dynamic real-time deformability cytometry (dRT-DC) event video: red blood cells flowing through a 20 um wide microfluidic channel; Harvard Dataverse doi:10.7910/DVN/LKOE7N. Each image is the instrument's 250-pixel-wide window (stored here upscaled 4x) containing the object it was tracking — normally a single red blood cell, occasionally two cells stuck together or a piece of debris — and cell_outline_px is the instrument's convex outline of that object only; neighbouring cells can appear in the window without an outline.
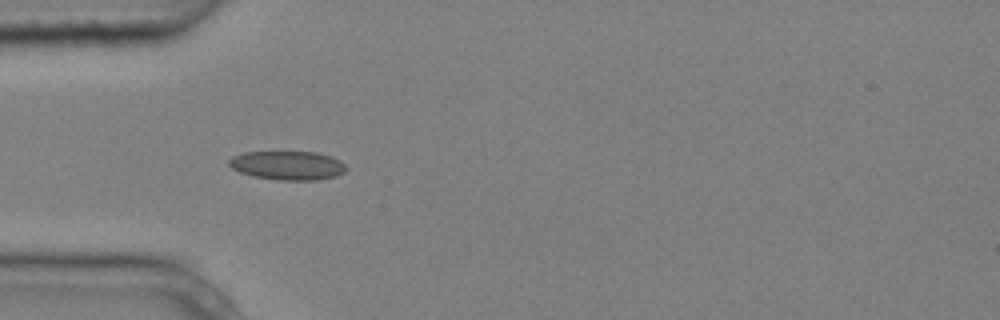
{"species": "common noctule bat (a hibernating species)", "species_latin": "Nyctalus noctula", "temperature_condition": "cold", "stored_images_in_passage": 7, "camera_frame_rate_fps": 3000, "um_per_image_px": 0.085, "animal": {"sex": "male", "body_mass_g": 20.4}, "frame": {"image": 1, "passage_image": 3, "time_ms": 0.667, "image_size_px": [1000, 320], "cell_outline_px": [[348, 168], [344, 172], [336, 176], [316, 180], [280, 180], [252, 176], [240, 172], [232, 168], [228, 164], [228, 160], [232, 156], [244, 152], [316, 152], [332, 156], [340, 160]], "centroid_in_image_um": [24.45, 14.06], "position_along_channel_um": 60.5, "area_um2": 19.83}}
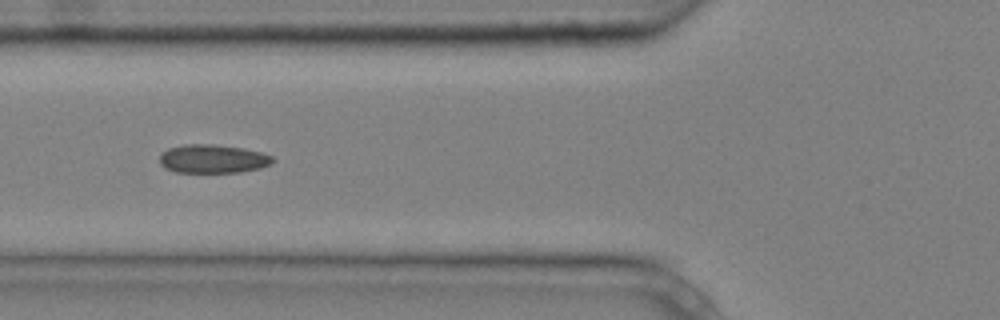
{"frame": {"image": 2, "passage_image": 4, "time_ms": 1.0, "image_size_px": [1000, 320], "cell_outline_px": [[276, 160], [272, 164], [260, 168], [240, 172], [176, 172], [164, 168], [160, 164], [160, 152], [168, 148], [184, 144], [212, 144], [244, 148], [260, 152], [272, 156]], "centroid_in_image_um": [18.08, 13.5], "position_along_channel_um": 107.7, "area_um2": 19.02}}